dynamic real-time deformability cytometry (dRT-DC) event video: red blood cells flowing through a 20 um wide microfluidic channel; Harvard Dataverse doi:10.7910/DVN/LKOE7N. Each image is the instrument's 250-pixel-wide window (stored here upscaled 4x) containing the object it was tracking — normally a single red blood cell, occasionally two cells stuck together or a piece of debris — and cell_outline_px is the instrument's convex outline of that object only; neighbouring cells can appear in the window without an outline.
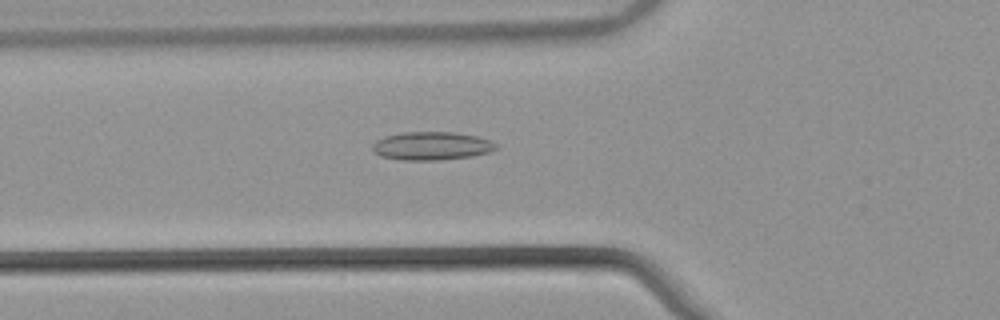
{"species": "common noctule bat (a hibernating species)", "species_latin": "Nyctalus noctula", "temperature_condition": "warm", "stored_images_in_passage": 54, "camera_frame_rate_fps": 3000, "um_per_image_px": 0.085, "animal": {"sex": "male", "body_mass_g": 21.5, "forearm_length_mm": 52.0}, "frame": {"image": 1, "passage_image": 20, "time_ms": 6.333, "image_size_px": [1000, 320], "cell_outline_px": [[496, 148], [488, 152], [472, 156], [440, 160], [400, 160], [380, 156], [372, 148], [372, 144], [376, 140], [384, 136], [404, 132], [452, 132], [476, 136], [488, 140], [496, 144]], "centroid_in_image_um": [36.64, 12.4], "position_along_channel_um": 89.2, "area_um2": 20.23}}
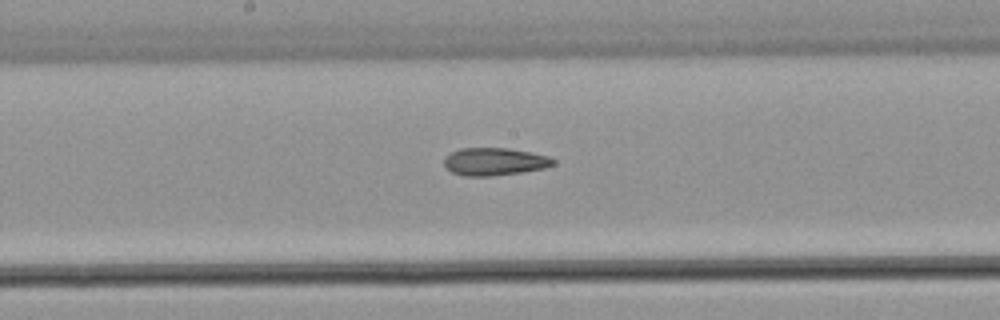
{"frame": {"image": 2, "passage_image": 29, "time_ms": 9.333, "image_size_px": [1000, 320], "cell_outline_px": [[556, 164], [544, 168], [524, 172], [492, 176], [464, 176], [452, 172], [444, 164], [444, 160], [452, 152], [460, 148], [508, 148], [532, 152], [548, 156], [556, 160]], "centroid_in_image_um": [42.09, 13.74], "position_along_channel_um": 206.1, "area_um2": 17.63}}
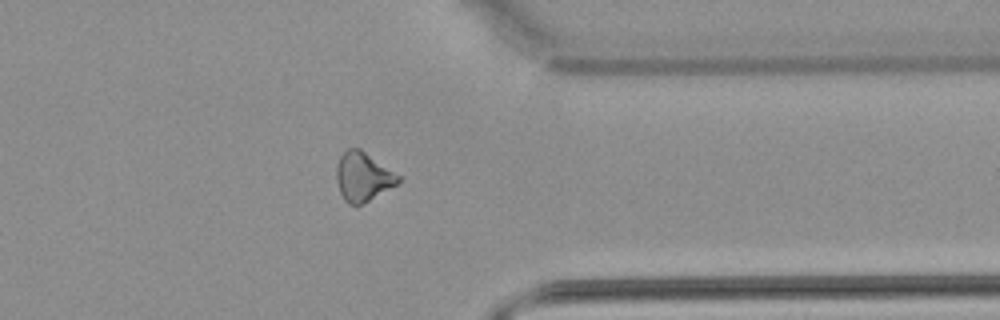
{"frame": {"image": 3, "passage_image": 43, "time_ms": 14.0, "image_size_px": [1000, 320], "cell_outline_px": [[400, 180], [396, 184], [368, 200], [360, 204], [348, 204], [344, 200], [340, 192], [336, 180], [336, 168], [340, 156], [348, 148], [360, 148], [400, 176]], "centroid_in_image_um": [30.81, 15.0], "position_along_channel_um": 380.6, "area_um2": 17.22}, "authors_computed_cell_mechanics": {"area_um2": 18.6405, "velocity_mm_per_s": 3.8952, "shape_relaxation_time_tau1_ms": null, "shape_relaxation_time_tau2_ms": 9.0534, "deformation_change_tau1": null, "deformation_change_tau2": 0.2035}}